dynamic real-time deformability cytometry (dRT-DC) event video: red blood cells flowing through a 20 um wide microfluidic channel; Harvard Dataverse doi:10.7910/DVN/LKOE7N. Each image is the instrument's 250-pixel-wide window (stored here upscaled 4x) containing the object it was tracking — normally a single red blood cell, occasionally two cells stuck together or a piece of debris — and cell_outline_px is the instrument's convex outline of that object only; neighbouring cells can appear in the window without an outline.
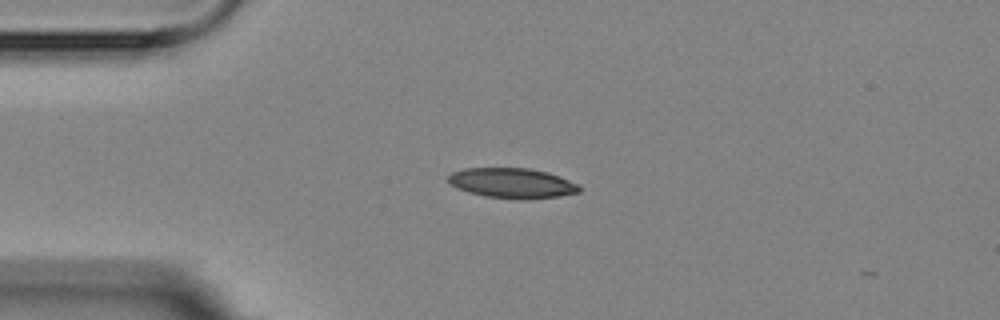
{"species": "Egyptian fruit bat (a non-hibernating species)", "species_latin": "Rousettus aegyptiacus", "temperature_condition": "room temperature", "stored_images_in_passage": 3, "camera_frame_rate_fps": 3000, "um_per_image_px": 0.085, "animal": {"sex": "female"}, "frame": {"image": 1, "passage_image": 2, "time_ms": 1.333, "image_size_px": [1000, 320], "cell_outline_px": [[580, 192], [560, 196], [484, 196], [468, 192], [456, 188], [448, 180], [448, 176], [452, 172], [464, 168], [528, 168], [548, 172], [580, 184]], "centroid_in_image_um": [43.51, 15.51], "position_along_channel_um": 41.5, "area_um2": 22.02}}